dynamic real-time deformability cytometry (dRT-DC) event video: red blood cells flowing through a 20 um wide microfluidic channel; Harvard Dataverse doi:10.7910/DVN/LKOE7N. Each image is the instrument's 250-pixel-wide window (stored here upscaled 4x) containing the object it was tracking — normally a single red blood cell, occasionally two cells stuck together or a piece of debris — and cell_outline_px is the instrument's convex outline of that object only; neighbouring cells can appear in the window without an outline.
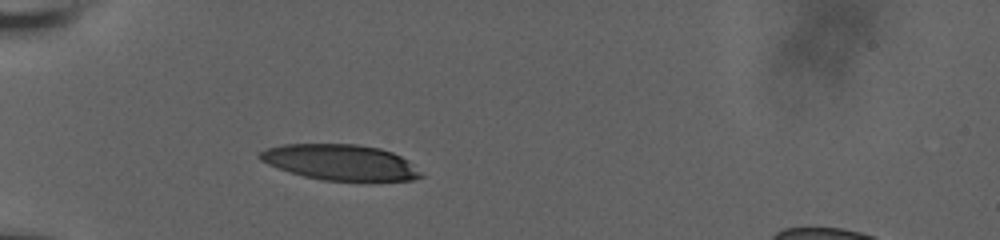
{"species": "human", "species_latin": "Homo sapiens", "temperature_condition": "room temperature", "stored_images_in_passage": 35, "camera_frame_rate_fps": 3000, "um_per_image_px": 0.085, "donor": {"sex": "male"}, "frame": {"image": 1, "passage_image": 1, "time_ms": 0.0, "image_size_px": [1000, 240], "cell_outline_px": [[420, 176], [408, 180], [332, 180], [308, 176], [272, 164], [264, 160], [260, 156], [260, 152], [272, 148], [292, 144], [348, 144], [376, 148], [400, 156]], "centroid_in_image_um": [28.92, 13.78], "position_along_channel_um": 56.1, "area_um2": 31.04}}
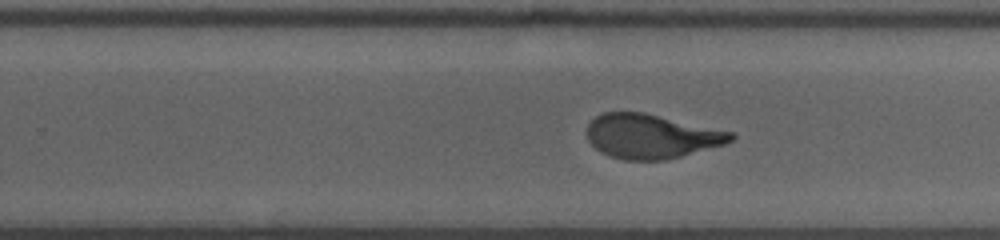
{"frame": {"image": 2, "passage_image": 20, "time_ms": 6.333, "image_size_px": [1000, 240], "cell_outline_px": [[732, 136], [728, 140], [720, 144], [676, 156], [656, 160], [636, 160], [616, 156], [604, 152], [588, 136], [588, 128], [592, 120], [608, 112], [636, 112], [732, 132]], "centroid_in_image_um": [55.32, 11.56], "position_along_channel_um": 274.5, "area_um2": 34.39}}
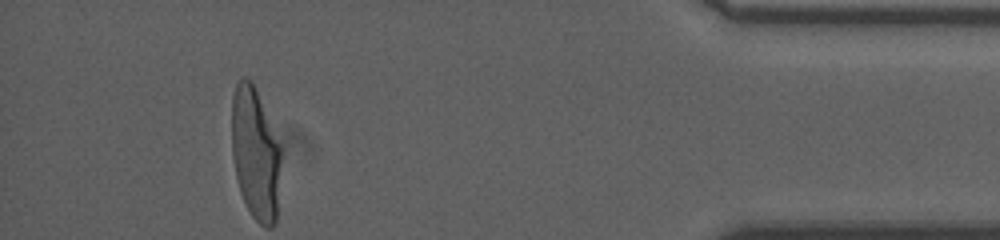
{"frame": {"image": 3, "passage_image": 35, "time_ms": 11.333, "image_size_px": [1000, 240], "cell_outline_px": [[280, 152], [276, 216], [272, 224], [268, 224], [260, 220], [248, 208], [244, 200], [240, 188], [232, 144], [232, 104], [236, 88], [240, 80], [248, 80], [252, 84], [280, 148]], "centroid_in_image_um": [21.69, 13.03], "position_along_channel_um": 413.5, "area_um2": 34.97}, "authors_computed_cell_mechanics": {"area_um2": 34.1598, "velocity_mm_per_s": 3.7431, "shape_relaxation_time_tau1_ms": 6.7683, "shape_relaxation_time_tau2_ms": 0.9513, "deformation_change_tau1": 0.2883, "deformation_change_tau2": 0.084}}